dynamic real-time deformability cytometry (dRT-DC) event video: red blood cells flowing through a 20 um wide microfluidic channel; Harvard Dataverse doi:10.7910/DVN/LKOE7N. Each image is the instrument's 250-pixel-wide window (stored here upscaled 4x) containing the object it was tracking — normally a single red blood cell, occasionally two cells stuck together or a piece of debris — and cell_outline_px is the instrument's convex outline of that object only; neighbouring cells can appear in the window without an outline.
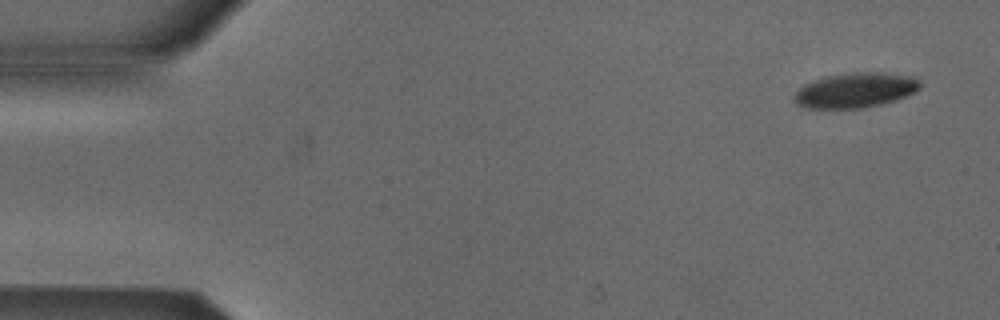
{"species": "Egyptian fruit bat (a non-hibernating species)", "species_latin": "Rousettus aegyptiacus", "temperature_condition": "cold", "stored_images_in_passage": 6, "camera_frame_rate_fps": 3000, "um_per_image_px": 0.085, "animal": {"sex": "male"}, "frame": {"image": 1, "passage_image": 1, "time_ms": 0.0, "image_size_px": [1000, 320], "cell_outline_px": [[920, 88], [916, 92], [896, 100], [880, 104], [860, 108], [804, 108], [796, 104], [792, 100], [792, 96], [804, 84], [812, 80], [828, 76], [848, 72], [888, 72], [916, 76], [920, 80]], "centroid_in_image_um": [72.72, 7.65], "position_along_channel_um": 12.3, "area_um2": 26.07}}
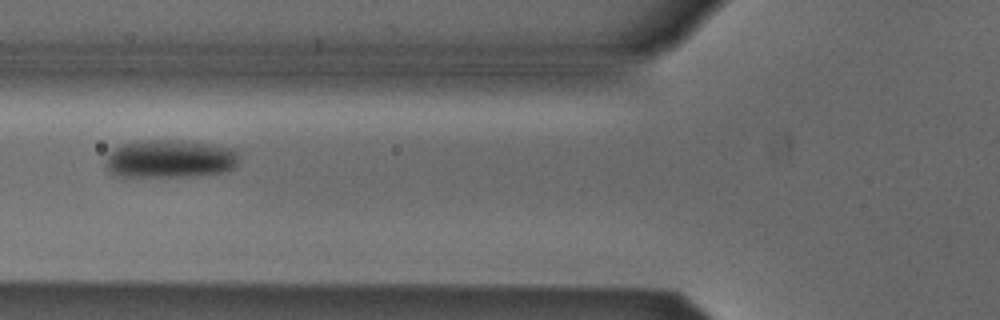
{"frame": {"image": 2, "passage_image": 5, "time_ms": 5.667, "image_size_px": [1000, 320], "cell_outline_px": [[236, 164], [232, 168], [224, 172], [200, 176], [112, 176], [104, 164], [104, 160], [120, 144], [144, 140], [184, 140], [212, 144], [232, 148], [236, 152]], "centroid_in_image_um": [14.41, 13.5], "position_along_channel_um": 111.4, "area_um2": 29.71}}
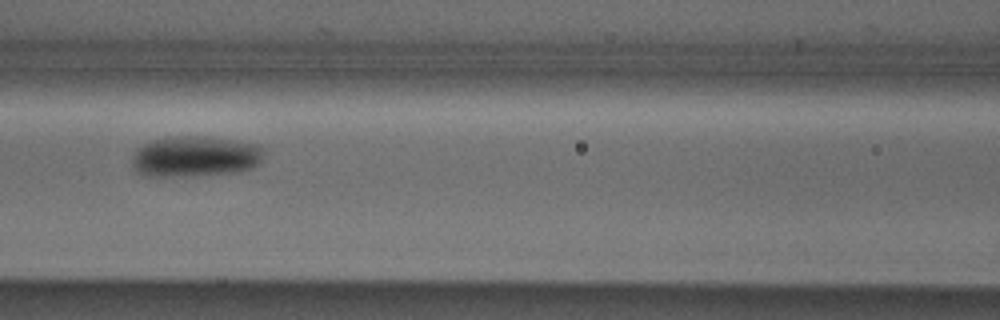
{"frame": {"image": 3, "passage_image": 6, "time_ms": 6.667, "image_size_px": [1000, 320], "cell_outline_px": [[264, 152], [260, 160], [252, 168], [240, 172], [192, 176], [148, 176], [140, 172], [132, 164], [132, 156], [136, 148], [152, 140], [168, 136], [204, 136], [260, 144], [264, 148]], "centroid_in_image_um": [16.6, 13.29], "position_along_channel_um": 150.0, "area_um2": 31.56}}